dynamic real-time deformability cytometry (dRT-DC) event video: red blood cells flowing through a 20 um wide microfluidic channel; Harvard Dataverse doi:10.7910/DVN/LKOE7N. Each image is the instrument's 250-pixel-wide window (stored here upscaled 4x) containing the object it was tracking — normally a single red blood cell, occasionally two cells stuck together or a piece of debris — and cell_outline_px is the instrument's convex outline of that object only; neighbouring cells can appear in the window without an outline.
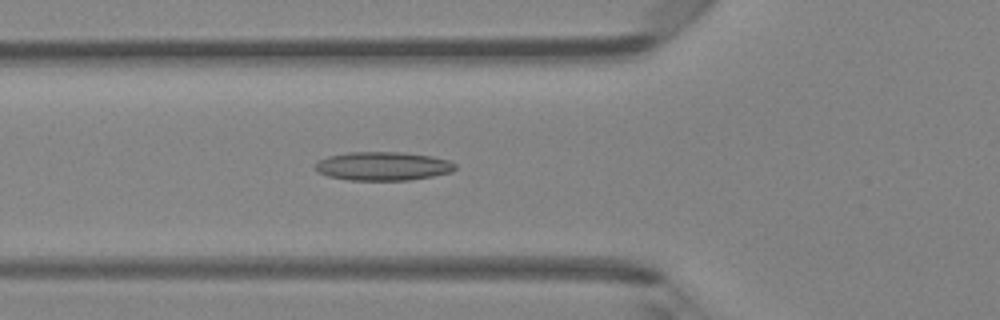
{"species": "Egyptian fruit bat (a non-hibernating species)", "species_latin": "Rousettus aegyptiacus", "temperature_condition": "room temperature", "stored_images_in_passage": 36, "camera_frame_rate_fps": 3000, "um_per_image_px": 0.085, "animal": {"sex": "female"}, "frame": {"image": 1, "passage_image": 9, "time_ms": 2.667, "image_size_px": [1000, 320], "cell_outline_px": [[456, 168], [452, 172], [432, 176], [408, 180], [348, 180], [328, 176], [320, 172], [316, 168], [316, 164], [320, 160], [328, 156], [348, 152], [400, 152], [432, 156], [448, 160], [456, 164]], "centroid_in_image_um": [32.58, 14.12], "position_along_channel_um": 93.2, "area_um2": 23.24}}
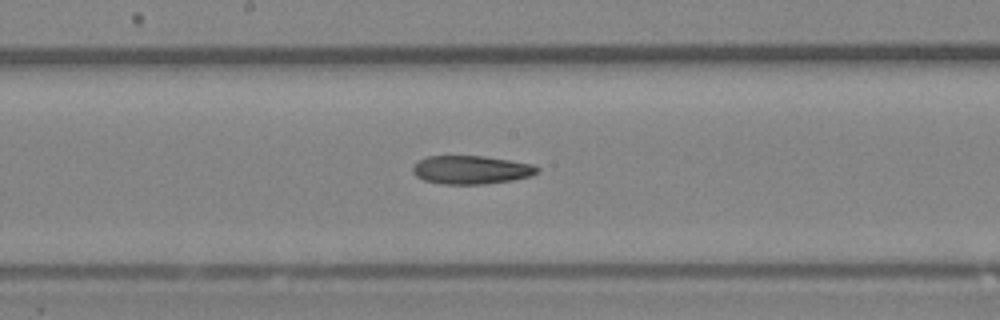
{"frame": {"image": 2, "passage_image": 17, "time_ms": 5.333, "image_size_px": [1000, 320], "cell_outline_px": [[540, 172], [532, 176], [512, 180], [484, 184], [440, 184], [424, 180], [416, 176], [412, 172], [412, 164], [428, 156], [484, 156], [532, 164], [540, 168]], "centroid_in_image_um": [40.04, 14.44], "position_along_channel_um": 208.2, "area_um2": 20.75}}
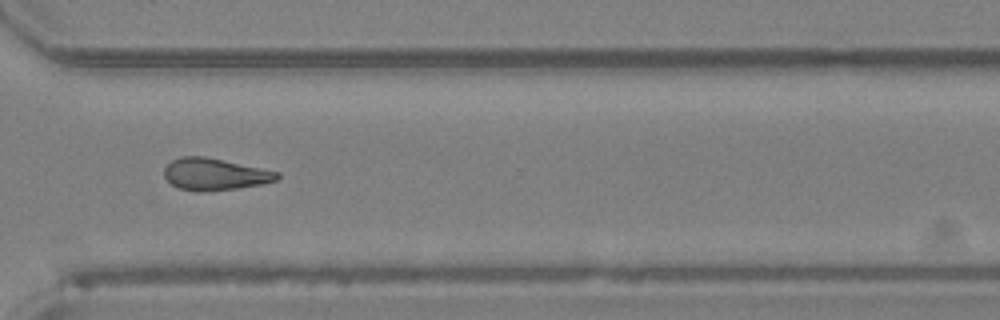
{"frame": {"image": 3, "passage_image": 27, "time_ms": 8.667, "image_size_px": [1000, 320], "cell_outline_px": [[280, 176], [276, 180], [264, 184], [236, 188], [200, 192], [196, 192], [180, 188], [172, 184], [164, 176], [164, 168], [172, 160], [184, 156], [204, 156], [280, 172]], "centroid_in_image_um": [18.26, 14.81], "position_along_channel_um": 352.3, "area_um2": 20.87}}